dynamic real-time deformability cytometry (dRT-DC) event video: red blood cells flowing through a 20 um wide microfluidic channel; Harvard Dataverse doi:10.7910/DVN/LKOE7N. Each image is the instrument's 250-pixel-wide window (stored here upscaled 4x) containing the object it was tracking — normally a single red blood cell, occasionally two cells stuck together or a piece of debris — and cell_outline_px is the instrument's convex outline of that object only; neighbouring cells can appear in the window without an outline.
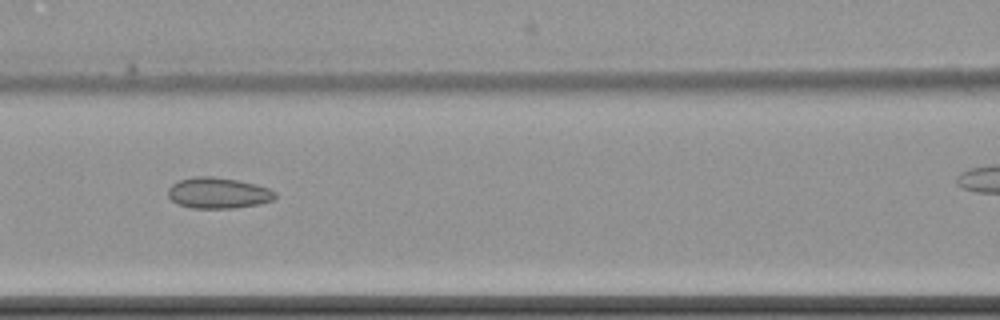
{"species": "common noctule bat (a hibernating species)", "species_latin": "Nyctalus noctula", "temperature_condition": "cold", "stored_images_in_passage": 11, "segment_of_instrument_passage": [1, 2], "camera_frame_rate_fps": 3000, "um_per_image_px": 0.085, "animal": {"sex": "female", "body_mass_g": 22.7, "forearm_length_mm": 54.2}, "frame": {"image": 1, "passage_image": 8, "time_ms": 9.333, "image_size_px": [1000, 320], "cell_outline_px": [[276, 196], [272, 200], [260, 204], [232, 208], [192, 208], [176, 204], [168, 196], [168, 188], [172, 184], [180, 180], [192, 176], [212, 176], [236, 180], [256, 184], [268, 188], [276, 192]], "centroid_in_image_um": [18.52, 16.4], "position_along_channel_um": 148.1, "area_um2": 19.36}}
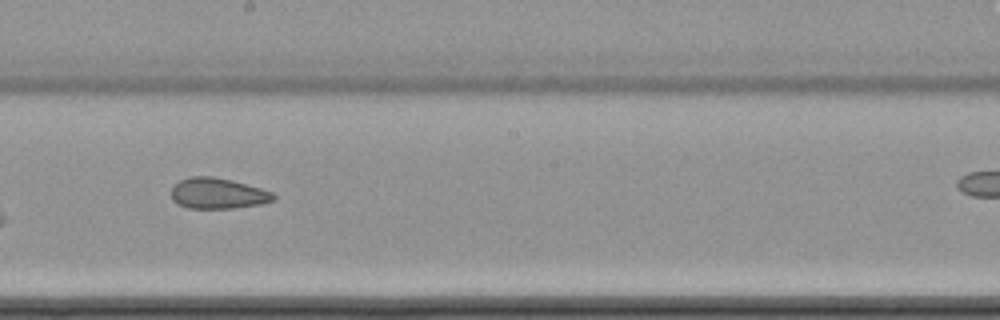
{"frame": {"image": 2, "passage_image": 10, "time_ms": 11.667, "image_size_px": [1000, 320], "cell_outline_px": [[276, 200], [260, 204], [232, 208], [188, 208], [176, 204], [172, 200], [172, 188], [180, 180], [188, 176], [212, 176], [232, 180], [260, 188], [272, 192], [276, 196]], "centroid_in_image_um": [18.51, 16.44], "position_along_channel_um": 229.7, "area_um2": 18.38}}